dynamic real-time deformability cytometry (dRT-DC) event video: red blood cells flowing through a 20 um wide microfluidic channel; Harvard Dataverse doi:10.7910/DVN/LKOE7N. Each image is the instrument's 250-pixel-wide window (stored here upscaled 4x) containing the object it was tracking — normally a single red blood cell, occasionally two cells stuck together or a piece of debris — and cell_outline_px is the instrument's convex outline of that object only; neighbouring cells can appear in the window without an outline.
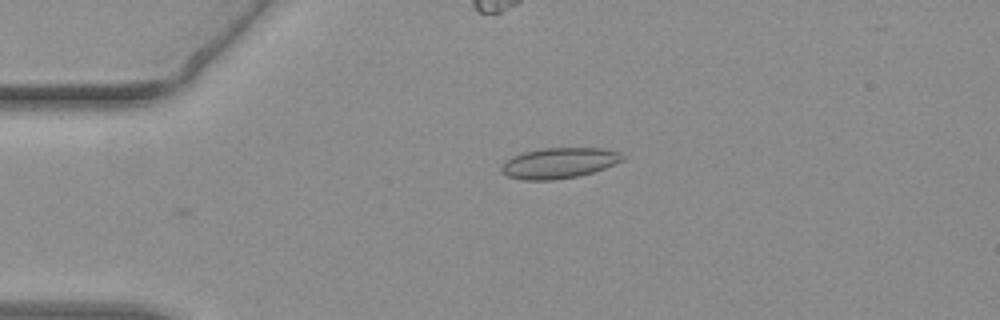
{"species": "common noctule bat (a hibernating species)", "species_latin": "Nyctalus noctula", "temperature_condition": "warm", "stored_images_in_passage": 26, "camera_frame_rate_fps": 3000, "um_per_image_px": 0.085, "animal": {"sex": "female", "body_mass_g": 19.3, "forearm_length_mm": 54.1}, "frame": {"image": 1, "passage_image": 1, "time_ms": 0.0, "image_size_px": [1000, 320], "cell_outline_px": [[628, 156], [624, 160], [604, 168], [592, 172], [576, 176], [552, 180], [524, 180], [508, 176], [500, 172], [500, 164], [512, 156], [524, 152], [540, 148], [600, 148], [620, 152]], "centroid_in_image_um": [47.5, 13.85], "position_along_channel_um": 37.5, "area_um2": 21.73}}
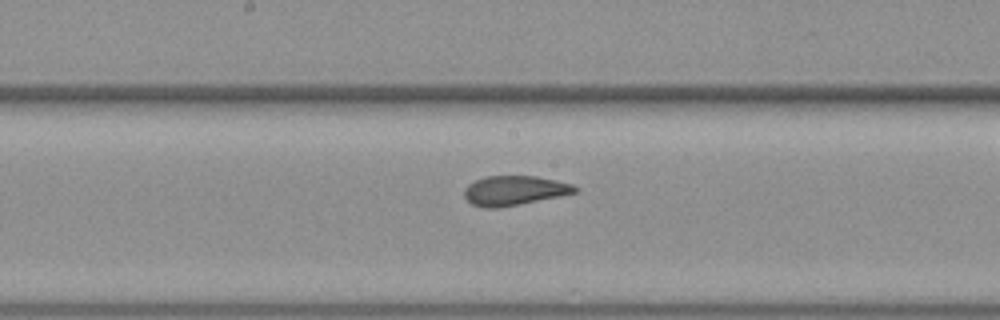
{"frame": {"image": 2, "passage_image": 17, "time_ms": 5.333, "image_size_px": [1000, 320], "cell_outline_px": [[580, 188], [576, 192], [560, 196], [520, 204], [496, 208], [484, 208], [472, 204], [464, 196], [464, 188], [468, 184], [476, 180], [488, 176], [536, 176], [556, 180], [572, 184]], "centroid_in_image_um": [43.72, 16.19], "position_along_channel_um": 204.5, "area_um2": 19.02}}
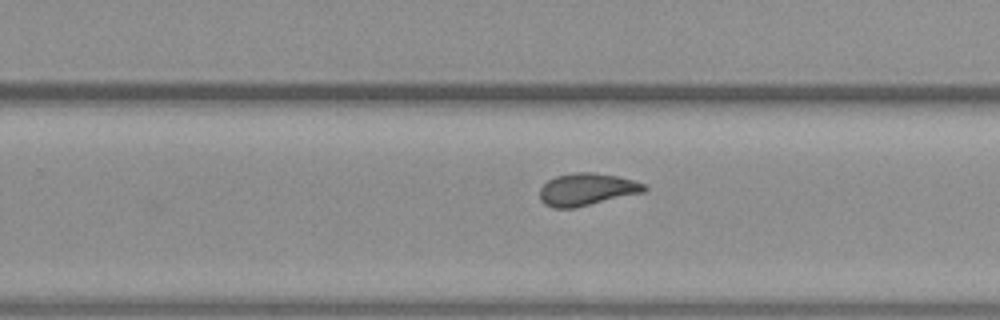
{"frame": {"image": 3, "passage_image": 23, "time_ms": 7.333, "image_size_px": [1000, 320], "cell_outline_px": [[648, 188], [644, 192], [576, 208], [552, 208], [544, 204], [540, 200], [540, 188], [548, 180], [556, 176], [576, 172], [592, 172], [616, 176], [632, 180], [644, 184]], "centroid_in_image_um": [49.86, 16.11], "position_along_channel_um": 279.9, "area_um2": 19.71}}